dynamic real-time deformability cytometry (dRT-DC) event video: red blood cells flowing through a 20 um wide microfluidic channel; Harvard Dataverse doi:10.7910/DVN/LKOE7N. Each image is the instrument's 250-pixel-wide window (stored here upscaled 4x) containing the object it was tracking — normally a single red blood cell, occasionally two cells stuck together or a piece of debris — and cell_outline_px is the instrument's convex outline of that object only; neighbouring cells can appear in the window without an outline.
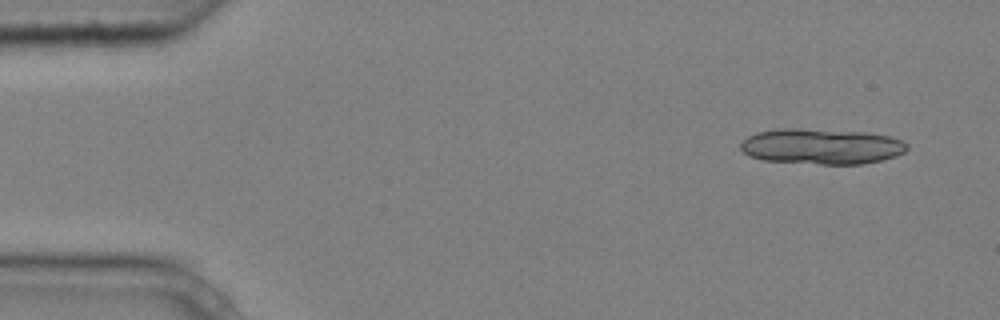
{"species": "common noctule bat (a hibernating species)", "species_latin": "Nyctalus noctula", "temperature_condition": "cold", "stored_images_in_passage": 4, "camera_frame_rate_fps": 3000, "um_per_image_px": 0.085, "animal": {"sex": "male", "body_mass_g": 20.4}, "frame": {"image": 1, "passage_image": 1, "time_ms": 0.0, "image_size_px": [1000, 320], "cell_outline_px": [[908, 148], [904, 152], [896, 156], [864, 164], [820, 164], [764, 160], [748, 156], [740, 148], [740, 144], [748, 136], [756, 132], [776, 128], [800, 128], [864, 132], [888, 136], [900, 140], [908, 144]], "centroid_in_image_um": [69.8, 12.44], "position_along_channel_um": 15.2, "area_um2": 34.62}}